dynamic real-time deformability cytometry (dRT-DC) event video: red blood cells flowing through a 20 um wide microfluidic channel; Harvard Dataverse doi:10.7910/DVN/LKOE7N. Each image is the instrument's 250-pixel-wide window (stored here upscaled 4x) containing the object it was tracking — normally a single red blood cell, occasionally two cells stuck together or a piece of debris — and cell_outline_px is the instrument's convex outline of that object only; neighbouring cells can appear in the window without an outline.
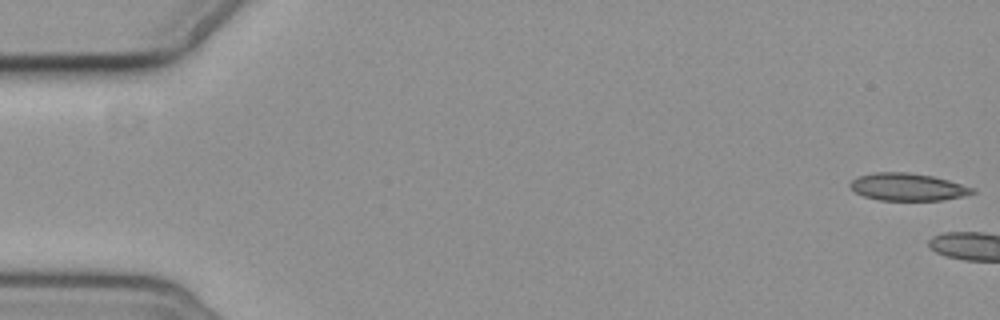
{"species": "common noctule bat (a hibernating species)", "species_latin": "Nyctalus noctula", "temperature_condition": "cold", "stored_images_in_passage": 5, "camera_frame_rate_fps": 3000, "um_per_image_px": 0.085, "animal": {"sex": "female", "body_mass_g": 19.3, "forearm_length_mm": 54.1}, "frame": {"image": 1, "passage_image": 1, "time_ms": 0.0, "image_size_px": [1000, 320], "cell_outline_px": [[976, 192], [960, 196], [940, 200], [880, 200], [864, 196], [856, 192], [848, 184], [852, 180], [860, 176], [872, 172], [908, 172], [932, 176], [948, 180], [976, 188]], "centroid_in_image_um": [77.15, 15.88], "position_along_channel_um": 7.9, "area_um2": 19.36}}
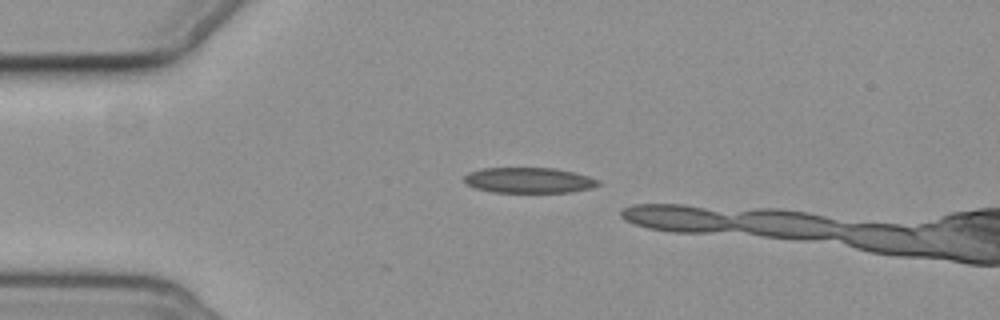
{"frame": {"image": 2, "passage_image": 4, "time_ms": 4.333, "image_size_px": [1000, 320], "cell_outline_px": [[600, 184], [588, 188], [568, 192], [492, 192], [476, 188], [464, 184], [464, 176], [468, 172], [484, 168], [556, 168], [588, 176], [600, 180]], "centroid_in_image_um": [44.9, 15.32], "position_along_channel_um": 40.1, "area_um2": 19.83}}